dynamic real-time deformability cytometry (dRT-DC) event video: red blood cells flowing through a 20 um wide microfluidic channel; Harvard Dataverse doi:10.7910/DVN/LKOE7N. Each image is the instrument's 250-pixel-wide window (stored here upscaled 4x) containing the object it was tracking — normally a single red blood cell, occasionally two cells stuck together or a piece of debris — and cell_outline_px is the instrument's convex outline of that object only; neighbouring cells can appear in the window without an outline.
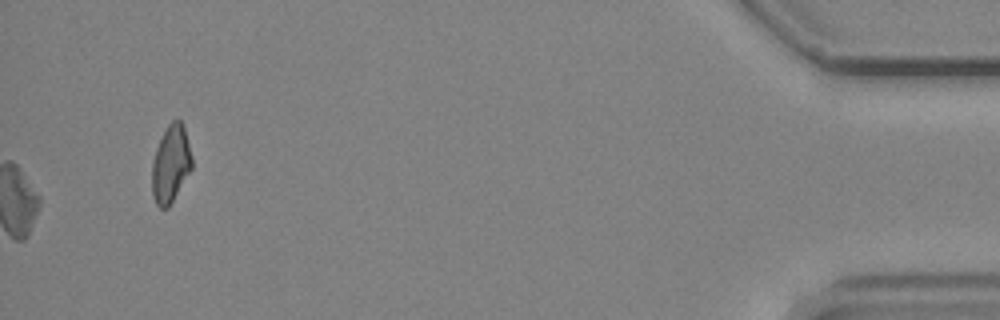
{"species": "common noctule bat (a hibernating species)", "species_latin": "Nyctalus noctula", "temperature_condition": "cold", "stored_images_in_passage": 54, "camera_frame_rate_fps": 3000, "um_per_image_px": 0.085, "animal": {"sex": "male", "body_mass_g": 19.2, "forearm_length_mm": 51.8}, "frame": {"image": 1, "passage_image": 54, "time_ms": 17.667, "image_size_px": [1000, 320], "cell_outline_px": [[192, 168], [168, 208], [160, 208], [156, 204], [152, 196], [152, 160], [156, 148], [168, 124], [172, 120], [180, 120], [184, 124], [192, 156]], "centroid_in_image_um": [14.51, 13.93], "position_along_channel_um": 420.7, "area_um2": 18.03}, "authors_computed_cell_mechanics": {"area_um2": 18.9584, "velocity_mm_per_s": 3.8044, "shape_relaxation_time_tau1_ms": 4.9411, "shape_relaxation_time_tau2_ms": null, "deformation_change_tau1": 0.1073, "deformation_change_tau2": null}}